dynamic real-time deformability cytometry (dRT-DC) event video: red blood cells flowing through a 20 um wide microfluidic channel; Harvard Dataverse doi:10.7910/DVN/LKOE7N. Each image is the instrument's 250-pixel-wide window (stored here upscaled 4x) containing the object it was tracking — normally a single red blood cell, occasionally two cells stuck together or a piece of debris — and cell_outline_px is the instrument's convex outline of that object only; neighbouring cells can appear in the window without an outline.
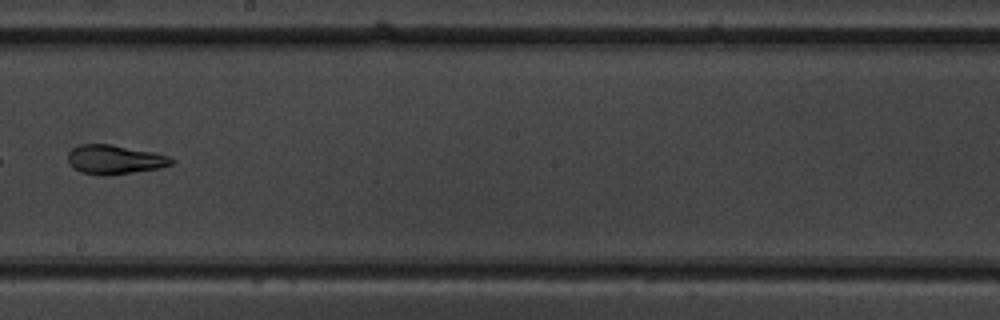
{"species": "common noctule bat (a hibernating species)", "species_latin": "Nyctalus noctula", "temperature_condition": "warm", "stored_images_in_passage": 8, "camera_frame_rate_fps": 3000, "um_per_image_px": 0.085, "animal": {"sex": "male", "body_mass_g": 19.5, "forearm_length_mm": 54.6}, "frame": {"image": 1, "passage_image": 8, "time_ms": 8.0, "image_size_px": [1000, 320], "cell_outline_px": [[176, 160], [172, 164], [160, 168], [108, 176], [100, 176], [80, 172], [72, 168], [68, 164], [68, 152], [72, 148], [80, 144], [112, 144], [152, 152], [168, 156]], "centroid_in_image_um": [9.71, 13.57], "position_along_channel_um": 238.5, "area_um2": 17.86}}